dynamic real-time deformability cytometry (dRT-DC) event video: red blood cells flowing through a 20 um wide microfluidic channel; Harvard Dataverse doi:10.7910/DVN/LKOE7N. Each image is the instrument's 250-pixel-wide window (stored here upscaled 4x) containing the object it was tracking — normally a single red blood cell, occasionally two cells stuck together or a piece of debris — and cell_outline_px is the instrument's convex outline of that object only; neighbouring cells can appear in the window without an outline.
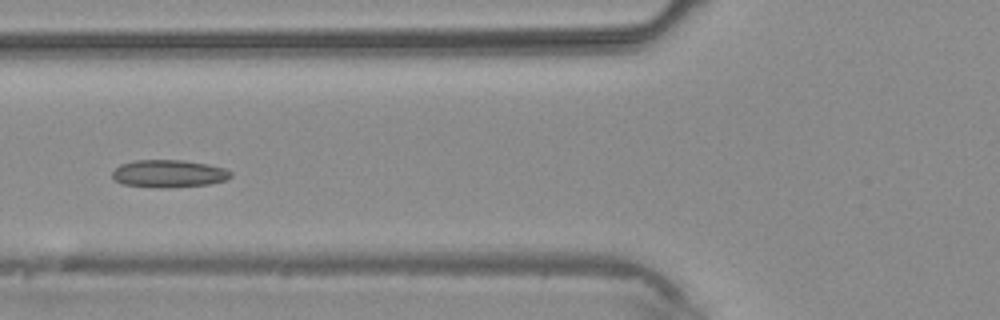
{"species": "common noctule bat (a hibernating species)", "species_latin": "Nyctalus noctula", "temperature_condition": "warm", "stored_images_in_passage": 5, "camera_frame_rate_fps": 3000, "um_per_image_px": 0.085, "animal": {"sex": "male", "body_mass_g": 20.4}, "frame": {"image": 1, "passage_image": 5, "time_ms": 4.667, "image_size_px": [1000, 320], "cell_outline_px": [[232, 176], [228, 180], [208, 184], [164, 188], [160, 188], [120, 184], [112, 180], [112, 172], [120, 164], [136, 160], [184, 160], [208, 164], [224, 168], [232, 172]], "centroid_in_image_um": [14.33, 14.76], "position_along_channel_um": 111.5, "area_um2": 19.25}}